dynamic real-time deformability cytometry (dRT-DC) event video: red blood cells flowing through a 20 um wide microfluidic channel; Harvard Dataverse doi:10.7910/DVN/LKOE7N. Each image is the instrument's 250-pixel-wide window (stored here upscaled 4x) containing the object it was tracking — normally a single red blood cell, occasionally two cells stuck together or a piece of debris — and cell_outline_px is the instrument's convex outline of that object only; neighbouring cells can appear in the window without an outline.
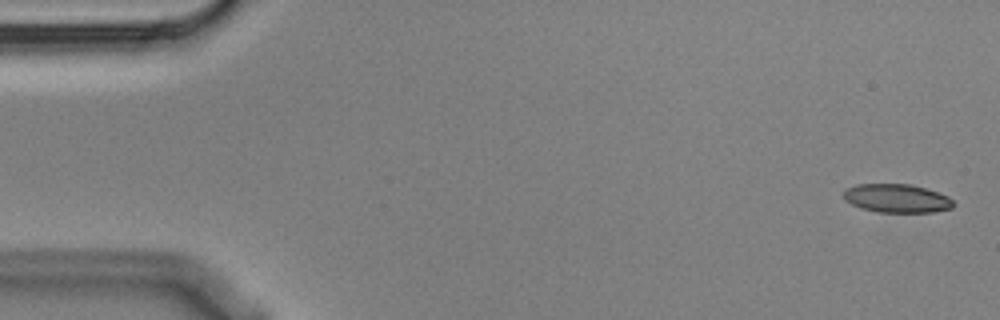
{"species": "Egyptian fruit bat (a non-hibernating species)", "species_latin": "Rousettus aegyptiacus", "temperature_condition": "cold", "stored_images_in_passage": 5, "camera_frame_rate_fps": 3000, "um_per_image_px": 0.085, "animal": {"sex": "male"}, "frame": {"image": 1, "passage_image": 1, "time_ms": 0.0, "image_size_px": [1000, 320], "cell_outline_px": [[956, 204], [952, 208], [932, 212], [876, 212], [860, 208], [844, 200], [844, 192], [848, 188], [856, 184], [912, 184], [948, 196]], "centroid_in_image_um": [76.23, 16.86], "position_along_channel_um": 8.8, "area_um2": 18.26}}
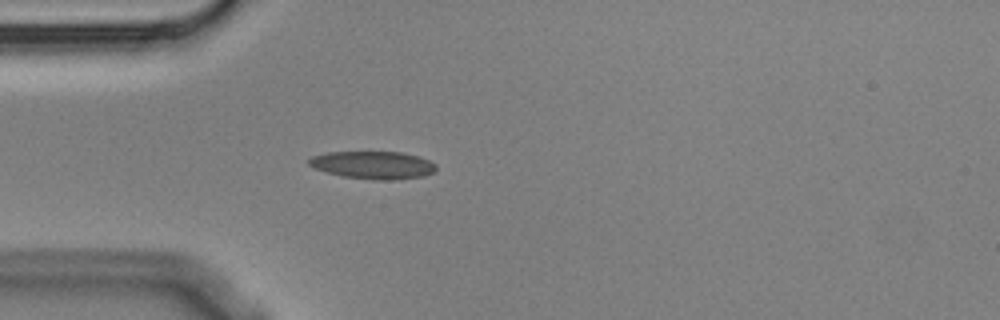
{"frame": {"image": 2, "passage_image": 5, "time_ms": 1.333, "image_size_px": [1000, 320], "cell_outline_px": [[436, 168], [432, 172], [424, 176], [392, 180], [372, 180], [344, 176], [328, 172], [316, 168], [308, 164], [308, 160], [312, 156], [328, 152], [400, 152], [416, 156], [428, 160], [436, 164]], "centroid_in_image_um": [31.71, 14.03], "position_along_channel_um": 53.3, "area_um2": 20.29}}